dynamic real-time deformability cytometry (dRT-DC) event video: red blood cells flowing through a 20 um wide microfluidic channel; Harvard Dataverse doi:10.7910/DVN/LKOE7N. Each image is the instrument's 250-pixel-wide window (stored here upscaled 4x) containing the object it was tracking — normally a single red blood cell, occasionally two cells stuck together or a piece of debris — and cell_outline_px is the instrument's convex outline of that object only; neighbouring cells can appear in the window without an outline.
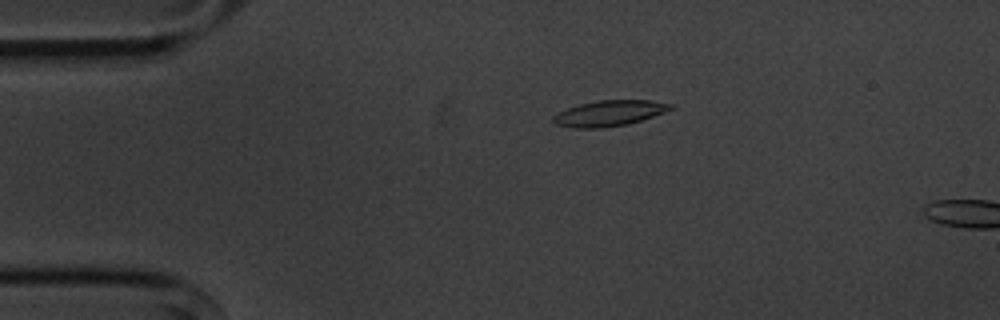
{"species": "common noctule bat (a hibernating species)", "species_latin": "Nyctalus noctula", "temperature_condition": "cold", "stored_images_in_passage": 5, "camera_frame_rate_fps": 3000, "um_per_image_px": 0.085, "animal": {"sex": "male", "body_mass_g": 20.1, "forearm_length_mm": 53.5}, "frame": {"image": 1, "passage_image": 4, "time_ms": 3.333, "image_size_px": [1000, 320], "cell_outline_px": [[676, 108], [628, 124], [600, 128], [572, 128], [556, 124], [552, 120], [552, 116], [568, 108], [580, 104], [596, 100], [652, 100], [676, 104]], "centroid_in_image_um": [51.83, 9.61], "position_along_channel_um": 33.2, "area_um2": 17.63}}